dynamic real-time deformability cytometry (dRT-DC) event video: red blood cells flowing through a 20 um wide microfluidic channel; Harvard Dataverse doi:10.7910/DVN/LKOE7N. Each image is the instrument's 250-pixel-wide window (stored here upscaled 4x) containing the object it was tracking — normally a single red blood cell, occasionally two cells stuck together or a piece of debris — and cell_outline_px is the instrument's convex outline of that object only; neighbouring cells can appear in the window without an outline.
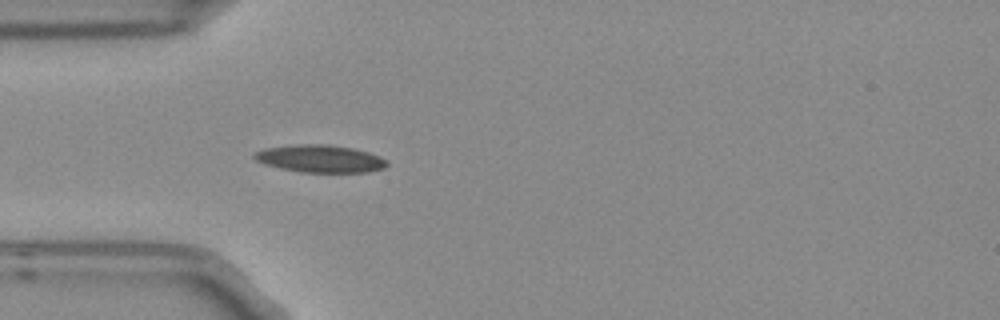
{"species": "Egyptian fruit bat (a non-hibernating species)", "species_latin": "Rousettus aegyptiacus", "temperature_condition": "room temperature", "stored_images_in_passage": 5, "camera_frame_rate_fps": 3000, "um_per_image_px": 0.085, "frame": {"image": 1, "passage_image": 5, "time_ms": 1.333, "image_size_px": [1000, 320], "cell_outline_px": [[388, 164], [384, 168], [368, 172], [300, 172], [280, 168], [264, 164], [256, 160], [252, 156], [252, 152], [264, 148], [296, 144], [328, 144], [352, 148], [368, 152], [380, 156], [388, 160]], "centroid_in_image_um": [27.19, 13.48], "position_along_channel_um": 57.8, "area_um2": 21.44}}